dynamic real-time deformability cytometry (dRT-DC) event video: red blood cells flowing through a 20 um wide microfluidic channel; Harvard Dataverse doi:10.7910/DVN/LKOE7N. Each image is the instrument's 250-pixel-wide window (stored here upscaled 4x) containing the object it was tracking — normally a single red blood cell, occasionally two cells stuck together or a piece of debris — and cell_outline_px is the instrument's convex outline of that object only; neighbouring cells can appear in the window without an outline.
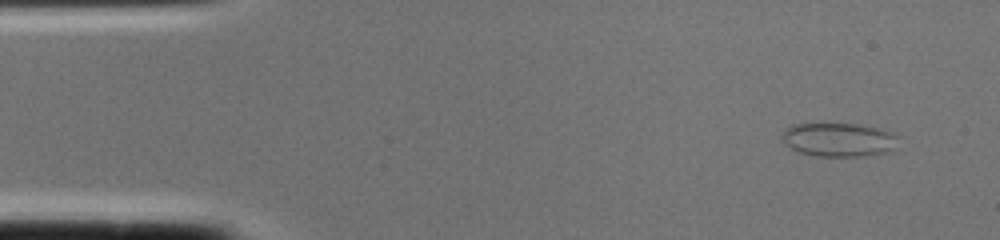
{"species": "common noctule bat (a hibernating species)", "species_latin": "Nyctalus noctula", "temperature_condition": "cold", "stored_images_in_passage": 2, "camera_frame_rate_fps": 3000, "um_per_image_px": 0.085, "animal": {"sex": "female", "body_mass_g": 22.0, "forearm_length_mm": 56.7}, "frame": {"image": 1, "passage_image": 1, "time_ms": 0.0, "image_size_px": [1000, 240], "cell_outline_px": [[896, 136], [892, 148], [884, 152], [860, 156], [816, 156], [800, 152], [784, 144], [780, 136], [792, 124], [856, 124], [880, 128], [892, 132]], "centroid_in_image_um": [71.22, 11.86], "position_along_channel_um": 13.8, "area_um2": 22.43}}
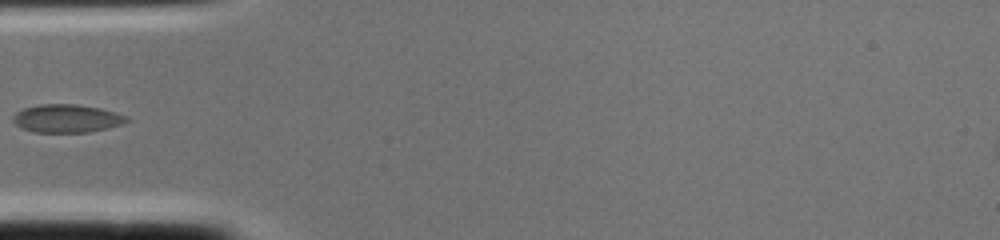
{"frame": {"image": 2, "passage_image": 2, "time_ms": 0.333, "image_size_px": [1000, 240], "cell_outline_px": [[132, 120], [124, 124], [108, 128], [88, 132], [32, 132], [20, 128], [12, 120], [12, 116], [16, 112], [24, 108], [40, 104], [76, 104], [100, 108], [124, 116]], "centroid_in_image_um": [5.65, 10.07], "position_along_channel_um": 79.4, "area_um2": 18.67}}